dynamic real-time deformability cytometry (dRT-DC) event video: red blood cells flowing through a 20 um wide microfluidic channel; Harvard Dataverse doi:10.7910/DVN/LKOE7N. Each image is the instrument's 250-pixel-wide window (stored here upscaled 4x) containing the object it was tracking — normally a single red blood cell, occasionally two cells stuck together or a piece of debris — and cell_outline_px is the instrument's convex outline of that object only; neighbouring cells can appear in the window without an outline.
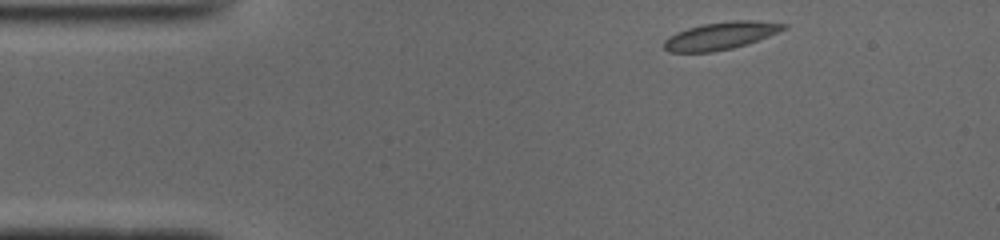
{"species": "common noctule bat (a hibernating species)", "species_latin": "Nyctalus noctula", "temperature_condition": "cold", "stored_images_in_passage": 45, "camera_frame_rate_fps": 3000, "um_per_image_px": 0.085, "animal": {"sex": "male", "body_mass_g": 19.0, "forearm_length_mm": 50.8}, "frame": {"image": 1, "passage_image": 1, "time_ms": 0.0, "image_size_px": [1000, 240], "cell_outline_px": [[788, 28], [748, 44], [732, 48], [712, 52], [668, 52], [664, 48], [664, 40], [668, 36], [676, 32], [688, 28], [704, 24], [736, 20], [752, 20], [788, 24]], "centroid_in_image_um": [61.26, 3.04], "position_along_channel_um": 23.7, "area_um2": 19.13}}
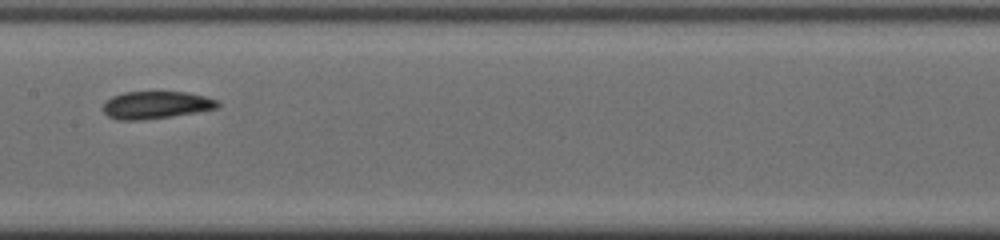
{"frame": {"image": 2, "passage_image": 19, "time_ms": 6.0, "image_size_px": [1000, 240], "cell_outline_px": [[220, 104], [216, 108], [168, 116], [136, 120], [120, 120], [108, 116], [104, 112], [104, 104], [112, 96], [124, 92], [184, 92], [204, 96], [216, 100]], "centroid_in_image_um": [13.22, 8.91], "position_along_channel_um": 194.2, "area_um2": 17.74}}
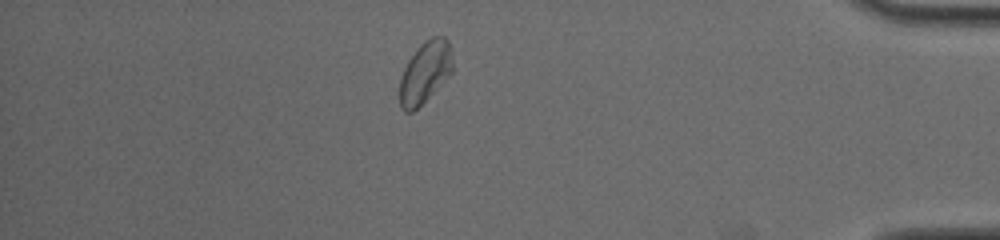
{"frame": {"image": 3, "passage_image": 38, "time_ms": 12.333, "image_size_px": [1000, 240], "cell_outline_px": [[452, 72], [412, 112], [404, 112], [400, 108], [400, 80], [404, 68], [408, 60], [420, 44], [424, 40], [432, 36], [444, 36], [448, 40], [452, 60]], "centroid_in_image_um": [36.11, 6.11], "position_along_channel_um": 399.1, "area_um2": 18.67}, "authors_computed_cell_mechanics": {"area_um2": 18.496, "velocity_mm_per_s": 3.8868, "shape_relaxation_time_tau1_ms": null, "shape_relaxation_time_tau2_ms": 1.9611, "deformation_change_tau1": null, "deformation_change_tau2": 0.0568}}